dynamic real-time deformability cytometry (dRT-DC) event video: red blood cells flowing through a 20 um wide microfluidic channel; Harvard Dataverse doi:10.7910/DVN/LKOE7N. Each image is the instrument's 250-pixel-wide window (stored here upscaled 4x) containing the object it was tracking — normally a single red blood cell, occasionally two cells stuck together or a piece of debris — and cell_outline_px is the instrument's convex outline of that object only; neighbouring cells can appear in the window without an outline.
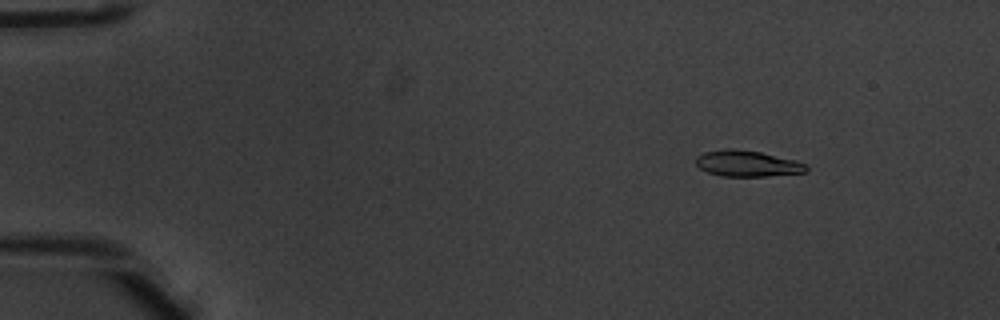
{"species": "common noctule bat (a hibernating species)", "species_latin": "Nyctalus noctula", "temperature_condition": "warm", "stored_images_in_passage": 52, "camera_frame_rate_fps": 3000, "um_per_image_px": 0.085, "animal": {"sex": "male", "body_mass_g": 20.1, "forearm_length_mm": 53.5}, "frame": {"image": 1, "passage_image": 7, "time_ms": 2.0, "image_size_px": [1000, 320], "cell_outline_px": [[808, 168], [804, 172], [768, 176], [720, 176], [708, 172], [700, 168], [696, 164], [696, 156], [704, 152], [724, 148], [732, 148], [760, 152], [796, 160], [804, 164]], "centroid_in_image_um": [63.47, 13.89], "position_along_channel_um": 21.5, "area_um2": 16.7}}
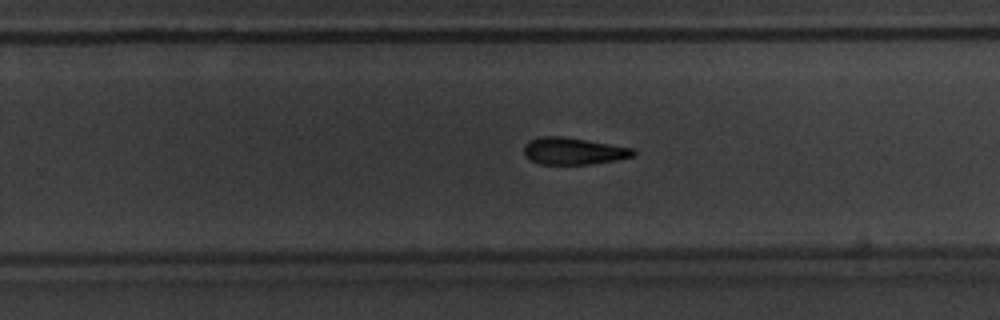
{"frame": {"image": 2, "passage_image": 34, "time_ms": 11.0, "image_size_px": [1000, 320], "cell_outline_px": [[636, 152], [632, 156], [616, 160], [592, 164], [540, 164], [528, 160], [524, 156], [524, 144], [528, 140], [540, 136], [564, 136], [636, 148]], "centroid_in_image_um": [48.71, 12.83], "position_along_channel_um": 281.1, "area_um2": 17.51}}
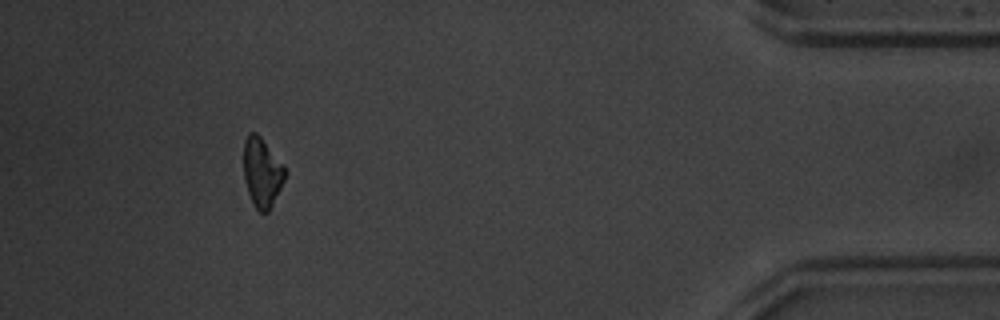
{"frame": {"image": 3, "passage_image": 48, "time_ms": 15.667, "image_size_px": [1000, 320], "cell_outline_px": [[284, 180], [268, 212], [260, 212], [256, 208], [248, 192], [244, 180], [244, 140], [248, 132], [256, 132], [260, 136], [284, 168]], "centroid_in_image_um": [22.23, 14.64], "position_along_channel_um": 413.0, "area_um2": 16.13}, "authors_computed_cell_mechanics": {"area_um2": 17.3689, "velocity_mm_per_s": 3.9699, "shape_relaxation_time_tau1_ms": 2.9463, "shape_relaxation_time_tau2_ms": null, "deformation_change_tau1": 0.1569, "deformation_change_tau2": null}}